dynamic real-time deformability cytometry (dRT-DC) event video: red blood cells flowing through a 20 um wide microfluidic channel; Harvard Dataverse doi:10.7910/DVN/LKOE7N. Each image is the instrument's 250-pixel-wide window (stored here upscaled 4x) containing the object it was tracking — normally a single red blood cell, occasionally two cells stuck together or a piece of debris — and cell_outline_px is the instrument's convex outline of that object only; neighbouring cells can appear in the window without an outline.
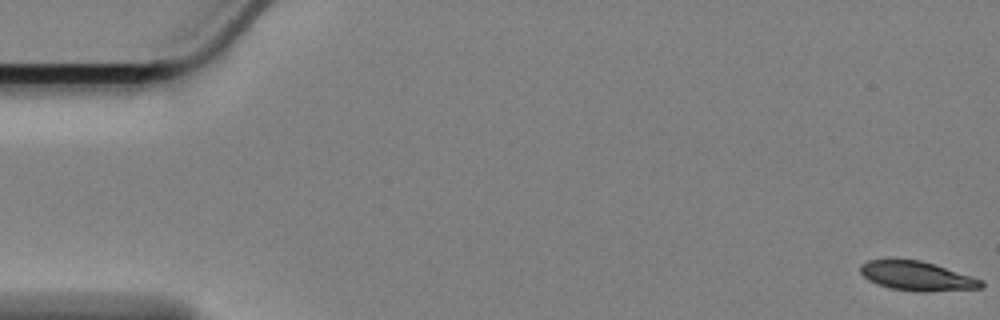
{"species": "Egyptian fruit bat (a non-hibernating species)", "species_latin": "Rousettus aegyptiacus", "temperature_condition": "cold", "stored_images_in_passage": 59, "camera_frame_rate_fps": 3000, "um_per_image_px": 0.085, "animal": {"sex": "female"}, "frame": {"image": 1, "passage_image": 1, "time_ms": 0.0, "image_size_px": [1000, 320], "cell_outline_px": [[984, 288], [924, 292], [912, 292], [888, 288], [876, 284], [868, 280], [860, 272], [860, 264], [868, 260], [920, 260], [984, 280]], "centroid_in_image_um": [77.94, 23.49], "position_along_channel_um": 7.1, "area_um2": 20.69}}
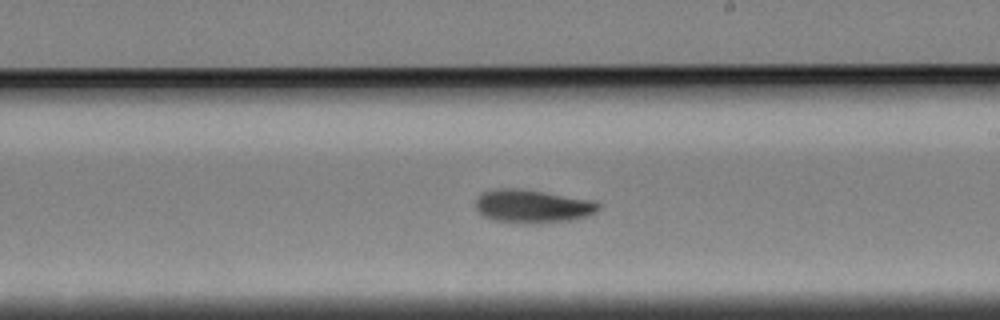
{"frame": {"image": 2, "passage_image": 34, "time_ms": 11.0, "image_size_px": [1000, 320], "cell_outline_px": [[600, 208], [596, 212], [572, 220], [532, 224], [496, 220], [484, 216], [476, 208], [476, 200], [484, 192], [500, 188], [520, 188], [596, 200], [600, 204]], "centroid_in_image_um": [45.32, 17.52], "position_along_channel_um": 243.7, "area_um2": 23.76}}
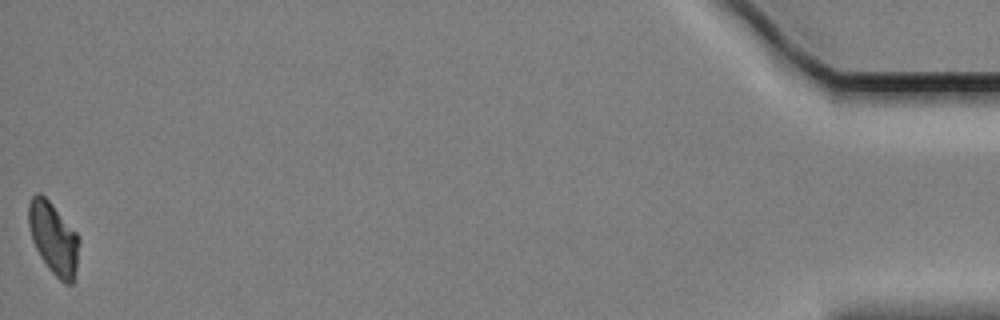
{"frame": {"image": 3, "passage_image": 59, "time_ms": 19.333, "image_size_px": [1000, 320], "cell_outline_px": [[80, 240], [76, 268], [72, 284], [64, 284], [48, 268], [40, 256], [32, 240], [28, 224], [28, 204], [32, 196], [36, 192], [40, 192], [52, 204], [80, 236]], "centroid_in_image_um": [4.55, 20.24], "position_along_channel_um": 430.7, "area_um2": 21.21}, "authors_computed_cell_mechanics": {"area_um2": 22.4264, "velocity_mm_per_s": 3.3904, "shape_relaxation_time_tau1_ms": 3.5221, "shape_relaxation_time_tau2_ms": null, "deformation_change_tau1": 0.1306, "deformation_change_tau2": null}}